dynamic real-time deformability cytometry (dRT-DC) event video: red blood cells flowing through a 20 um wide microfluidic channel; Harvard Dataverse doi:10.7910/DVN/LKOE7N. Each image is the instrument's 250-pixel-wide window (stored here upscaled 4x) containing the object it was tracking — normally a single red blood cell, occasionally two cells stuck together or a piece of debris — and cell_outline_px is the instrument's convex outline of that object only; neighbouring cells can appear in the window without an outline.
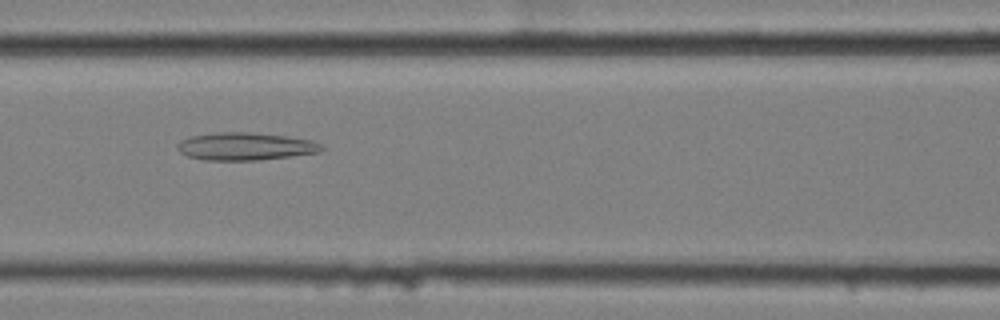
{"species": "common noctule bat (a hibernating species)", "species_latin": "Nyctalus noctula", "temperature_condition": "cold", "stored_images_in_passage": 8, "camera_frame_rate_fps": 3000, "um_per_image_px": 0.085, "animal": {"sex": "female", "body_mass_g": 25.1}, "frame": {"image": 1, "passage_image": 8, "time_ms": 2.333, "image_size_px": [1000, 320], "cell_outline_px": [[324, 148], [320, 152], [292, 156], [260, 160], [204, 160], [188, 156], [180, 152], [176, 148], [176, 144], [180, 140], [192, 136], [216, 132], [248, 132], [284, 136], [312, 140], [320, 144]], "centroid_in_image_um": [20.83, 12.44], "position_along_channel_um": 145.8, "area_um2": 23.24}}